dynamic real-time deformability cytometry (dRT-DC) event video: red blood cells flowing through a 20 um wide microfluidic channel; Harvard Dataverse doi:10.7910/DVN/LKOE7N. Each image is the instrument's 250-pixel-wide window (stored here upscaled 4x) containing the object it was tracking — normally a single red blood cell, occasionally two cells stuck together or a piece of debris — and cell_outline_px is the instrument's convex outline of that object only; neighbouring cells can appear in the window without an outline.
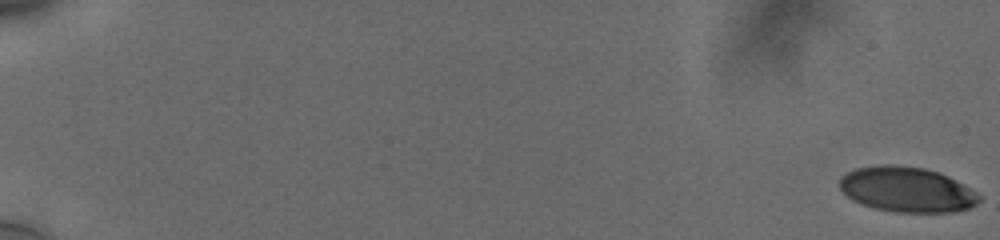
{"species": "human", "species_latin": "Homo sapiens", "temperature_condition": "cold", "stored_images_in_passage": 22, "camera_frame_rate_fps": 3000, "um_per_image_px": 0.085, "donor": {"sex": "male"}, "frame": {"image": 1, "passage_image": 1, "time_ms": 0.0, "image_size_px": [1000, 240], "cell_outline_px": [[980, 200], [976, 204], [968, 208], [952, 212], [896, 212], [876, 208], [852, 200], [840, 188], [840, 176], [856, 168], [880, 164], [896, 164], [924, 168], [948, 176], [976, 192], [980, 196]], "centroid_in_image_um": [77.07, 16.1], "position_along_channel_um": 7.9, "area_um2": 36.47}}
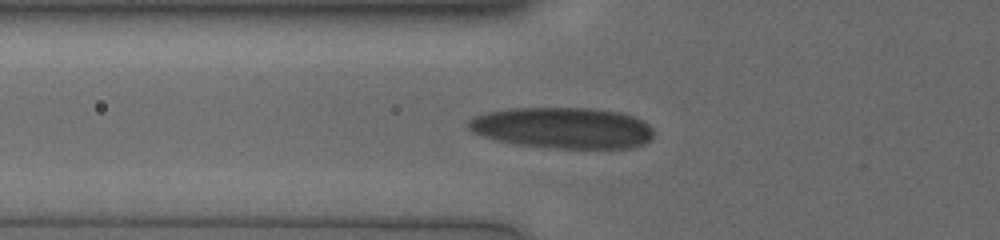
{"frame": {"image": 2, "passage_image": 18, "time_ms": 7.667, "image_size_px": [1000, 240], "cell_outline_px": [[652, 136], [644, 144], [632, 148], [544, 148], [512, 144], [480, 136], [472, 132], [468, 128], [468, 120], [472, 116], [484, 112], [508, 108], [592, 108], [620, 112], [644, 120], [652, 128]], "centroid_in_image_um": [47.77, 10.87], "position_along_channel_um": 78.0, "area_um2": 45.03}}
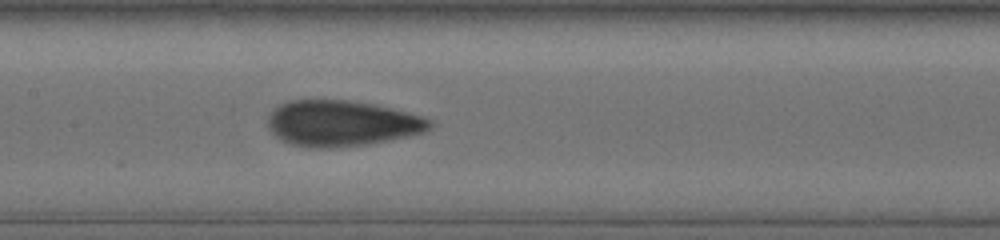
{"frame": {"image": 3, "passage_image": 22, "time_ms": 10.333, "image_size_px": [1000, 240], "cell_outline_px": [[432, 124], [424, 132], [408, 136], [368, 144], [332, 148], [316, 148], [292, 144], [280, 140], [268, 128], [268, 116], [280, 104], [292, 100], [348, 100], [372, 104], [392, 108], [408, 112], [432, 120]], "centroid_in_image_um": [29.03, 10.48], "position_along_channel_um": 178.4, "area_um2": 43.0}}